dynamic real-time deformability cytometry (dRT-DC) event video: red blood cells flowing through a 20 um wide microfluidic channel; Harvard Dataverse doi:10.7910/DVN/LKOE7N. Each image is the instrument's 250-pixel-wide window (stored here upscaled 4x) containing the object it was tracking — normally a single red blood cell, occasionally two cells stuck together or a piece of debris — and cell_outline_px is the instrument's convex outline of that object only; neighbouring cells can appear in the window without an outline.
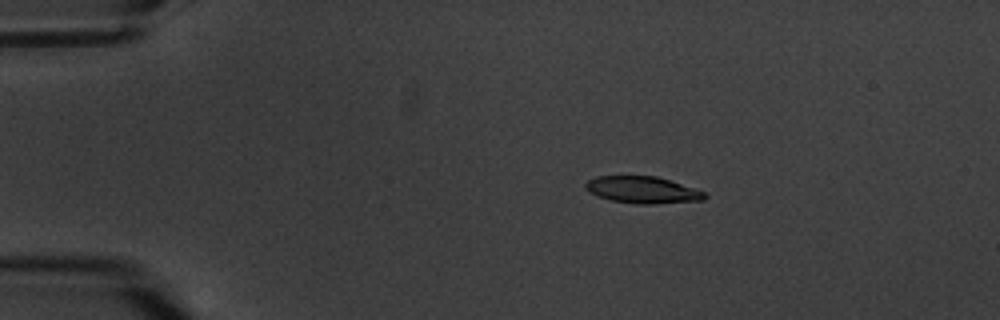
{"species": "common noctule bat (a hibernating species)", "species_latin": "Nyctalus noctula", "temperature_condition": "warm", "stored_images_in_passage": 7, "camera_frame_rate_fps": 3000, "um_per_image_px": 0.085, "animal": {"sex": "male", "body_mass_g": 20.1, "forearm_length_mm": 53.5}, "frame": {"image": 1, "passage_image": 4, "time_ms": 3.667, "image_size_px": [1000, 320], "cell_outline_px": [[708, 196], [704, 200], [652, 204], [636, 204], [612, 200], [596, 196], [588, 192], [584, 188], [584, 184], [588, 180], [596, 176], [656, 176], [704, 192]], "centroid_in_image_um": [54.55, 16.14], "position_along_channel_um": 30.4, "area_um2": 18.55}}
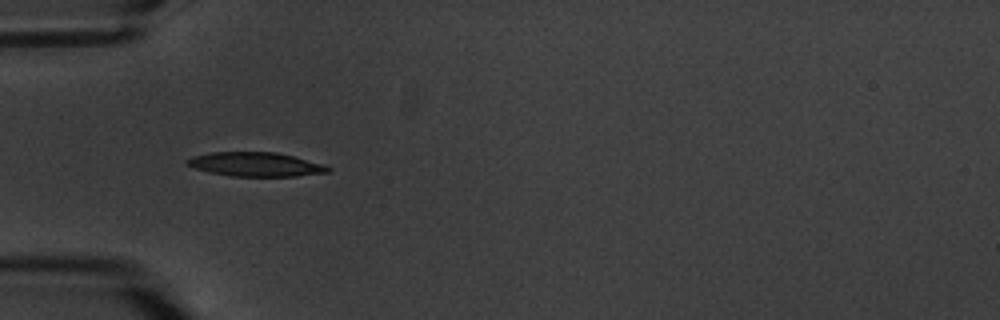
{"frame": {"image": 2, "passage_image": 6, "time_ms": 6.333, "image_size_px": [1000, 320], "cell_outline_px": [[332, 168], [328, 172], [296, 176], [232, 176], [212, 172], [196, 168], [184, 164], [184, 160], [192, 156], [212, 152], [276, 152], [324, 164]], "centroid_in_image_um": [21.71, 13.96], "position_along_channel_um": 63.3, "area_um2": 19.65}}